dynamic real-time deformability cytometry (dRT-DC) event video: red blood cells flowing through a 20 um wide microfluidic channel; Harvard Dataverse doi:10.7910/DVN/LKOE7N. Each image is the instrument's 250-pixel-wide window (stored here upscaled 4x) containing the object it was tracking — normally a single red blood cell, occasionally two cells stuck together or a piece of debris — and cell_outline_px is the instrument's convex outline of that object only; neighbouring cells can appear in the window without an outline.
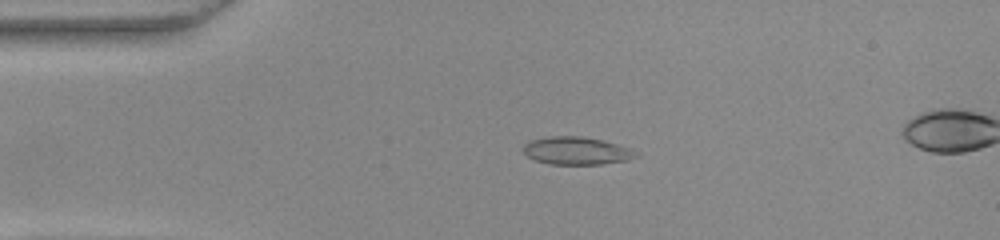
{"species": "common noctule bat (a hibernating species)", "species_latin": "Nyctalus noctula", "temperature_condition": "warm", "stored_images_in_passage": 41, "camera_frame_rate_fps": 3000, "um_per_image_px": 0.085, "animal": {"sex": "female", "body_mass_g": 22.0, "forearm_length_mm": 56.7}, "frame": {"image": 1, "passage_image": 1, "time_ms": 0.0, "image_size_px": [1000, 240], "cell_outline_px": [[636, 156], [628, 160], [600, 164], [548, 164], [536, 160], [528, 156], [520, 148], [528, 140], [552, 136], [580, 136], [604, 140], [632, 148], [636, 152]], "centroid_in_image_um": [48.98, 12.8], "position_along_channel_um": 36.0, "area_um2": 18.32}}
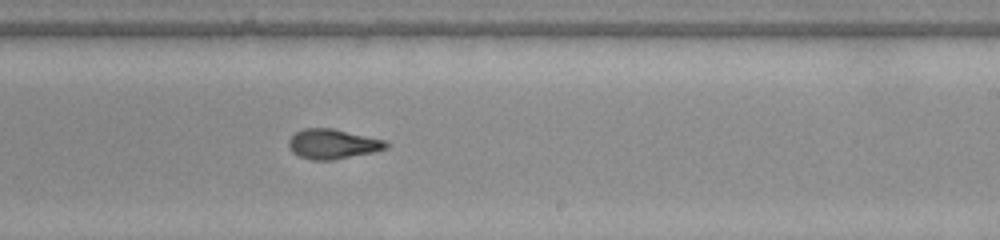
{"frame": {"image": 2, "passage_image": 21, "time_ms": 6.667, "image_size_px": [1000, 240], "cell_outline_px": [[388, 148], [372, 152], [332, 160], [312, 160], [300, 156], [292, 152], [288, 144], [288, 140], [296, 132], [304, 128], [332, 128], [384, 140], [388, 144]], "centroid_in_image_um": [28.25, 12.24], "position_along_channel_um": 260.7, "area_um2": 16.7}}
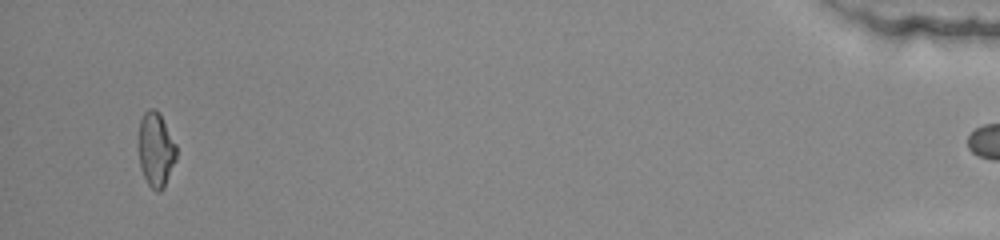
{"frame": {"image": 3, "passage_image": 40, "time_ms": 13.0, "image_size_px": [1000, 240], "cell_outline_px": [[176, 160], [164, 188], [160, 192], [156, 192], [148, 184], [140, 168], [140, 120], [144, 112], [148, 108], [156, 108], [160, 112], [176, 144]], "centroid_in_image_um": [13.28, 12.71], "position_along_channel_um": 421.9, "area_um2": 16.42}}